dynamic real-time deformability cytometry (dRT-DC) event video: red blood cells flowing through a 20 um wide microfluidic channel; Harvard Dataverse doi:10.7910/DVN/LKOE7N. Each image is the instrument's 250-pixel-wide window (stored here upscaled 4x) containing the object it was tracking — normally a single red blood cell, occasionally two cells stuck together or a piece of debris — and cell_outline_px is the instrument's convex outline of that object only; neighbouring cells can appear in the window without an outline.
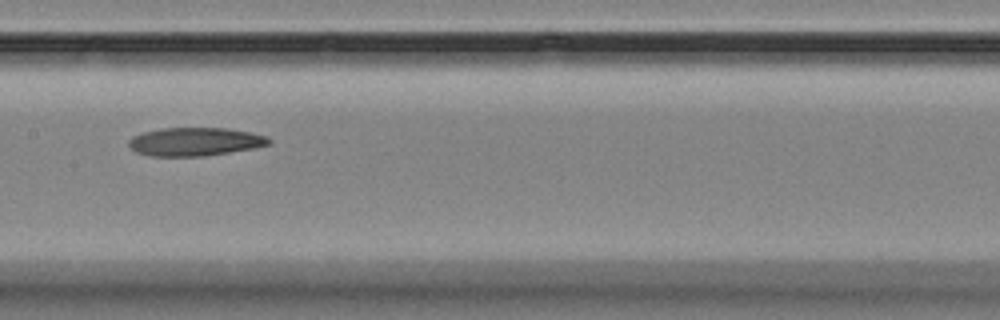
{"species": "Egyptian fruit bat (a non-hibernating species)", "species_latin": "Rousettus aegyptiacus", "temperature_condition": "room temperature", "stored_images_in_passage": 14, "camera_frame_rate_fps": 3000, "um_per_image_px": 0.085, "animal": {"sex": "female"}, "frame": {"image": 1, "passage_image": 7, "time_ms": 7.0, "image_size_px": [1000, 320], "cell_outline_px": [[272, 144], [256, 148], [204, 156], [148, 156], [136, 152], [128, 144], [128, 140], [132, 136], [144, 132], [160, 128], [228, 128], [268, 136], [272, 140]], "centroid_in_image_um": [16.6, 12.04], "position_along_channel_um": 190.8, "area_um2": 23.35}}
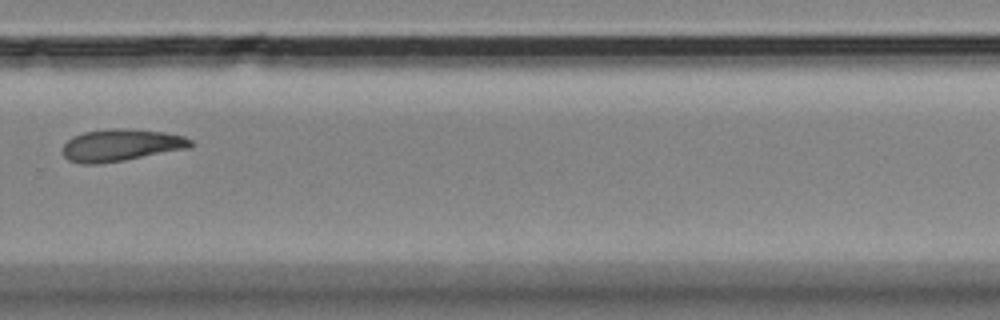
{"frame": {"image": 2, "passage_image": 10, "time_ms": 10.667, "image_size_px": [1000, 320], "cell_outline_px": [[192, 148], [124, 160], [100, 164], [80, 164], [68, 160], [64, 156], [64, 144], [72, 136], [84, 132], [108, 128], [124, 128], [164, 132], [184, 136], [192, 140]], "centroid_in_image_um": [10.3, 12.34], "position_along_channel_um": 319.5, "area_um2": 24.1}}
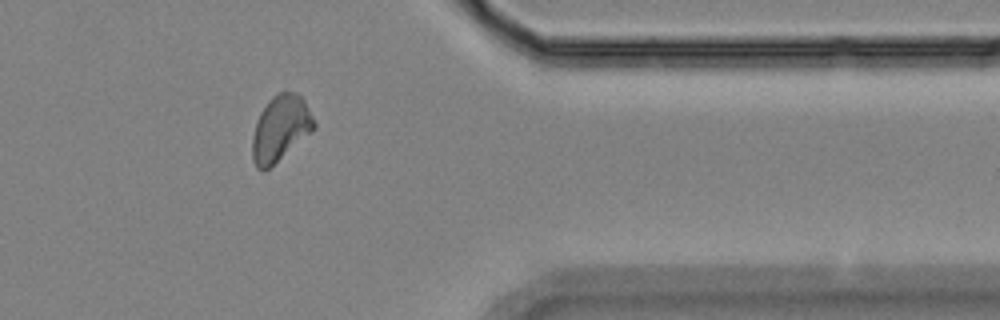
{"frame": {"image": 3, "passage_image": 12, "time_ms": 13.0, "image_size_px": [1000, 320], "cell_outline_px": [[316, 128], [264, 172], [256, 168], [252, 160], [252, 136], [260, 112], [268, 100], [272, 96], [280, 92], [296, 92], [304, 100], [316, 124]], "centroid_in_image_um": [23.82, 10.92], "position_along_channel_um": 387.6, "area_um2": 23.47}}